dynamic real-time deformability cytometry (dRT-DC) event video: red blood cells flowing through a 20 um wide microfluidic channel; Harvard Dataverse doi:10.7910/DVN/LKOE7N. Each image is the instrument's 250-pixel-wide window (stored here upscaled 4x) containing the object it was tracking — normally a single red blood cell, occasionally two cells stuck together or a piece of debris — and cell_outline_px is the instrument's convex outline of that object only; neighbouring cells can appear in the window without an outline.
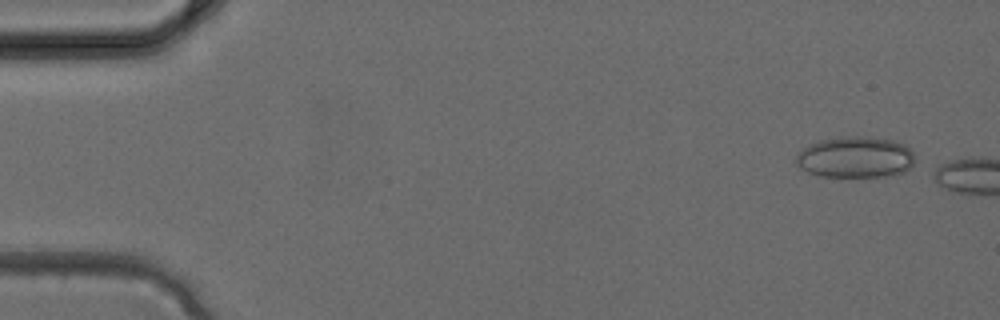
{"species": "common noctule bat (a hibernating species)", "species_latin": "Nyctalus noctula", "temperature_condition": "cold", "stored_images_in_passage": 2, "camera_frame_rate_fps": 3000, "um_per_image_px": 0.085, "animal": {"sex": "female", "body_mass_g": 24.6, "forearm_length_mm": 56.2}, "frame": {"image": 1, "passage_image": 1, "time_ms": 0.0, "image_size_px": [1000, 320], "cell_outline_px": [[912, 164], [904, 172], [892, 176], [820, 176], [808, 172], [800, 168], [796, 164], [796, 156], [808, 144], [820, 140], [840, 136], [864, 136], [892, 140], [904, 144], [912, 152]], "centroid_in_image_um": [72.67, 13.35], "position_along_channel_um": 12.3, "area_um2": 28.44}}